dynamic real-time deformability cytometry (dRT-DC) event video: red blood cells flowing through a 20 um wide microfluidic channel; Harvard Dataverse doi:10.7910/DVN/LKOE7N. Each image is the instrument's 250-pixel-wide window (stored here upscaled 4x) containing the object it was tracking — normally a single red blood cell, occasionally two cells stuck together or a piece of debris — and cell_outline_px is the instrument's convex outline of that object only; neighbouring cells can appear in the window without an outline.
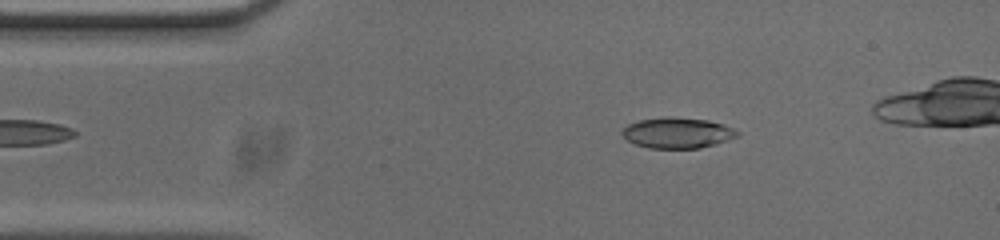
{"species": "common noctule bat (a hibernating species)", "species_latin": "Nyctalus noctula", "temperature_condition": "cold", "stored_images_in_passage": 46, "camera_frame_rate_fps": 3000, "um_per_image_px": 0.085, "animal": {"sex": "male", "body_mass_g": 20.0, "forearm_length_mm": 53.3}, "frame": {"image": 1, "passage_image": 7, "time_ms": 2.0, "image_size_px": [1000, 240], "cell_outline_px": [[740, 136], [716, 144], [700, 148], [648, 148], [636, 144], [628, 140], [620, 132], [628, 124], [640, 120], [664, 116], [672, 116], [708, 120], [724, 124], [740, 132]], "centroid_in_image_um": [57.61, 11.28], "position_along_channel_um": 27.4, "area_um2": 20.75}}
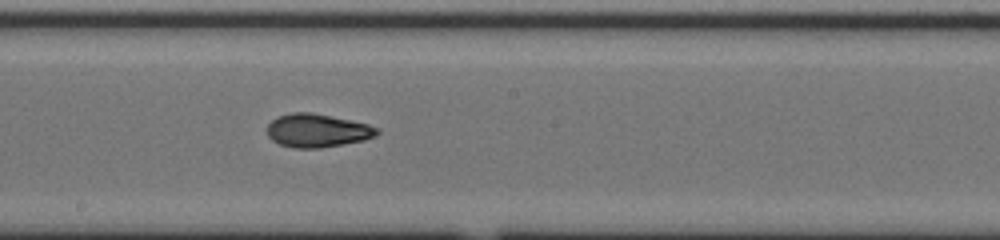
{"frame": {"image": 2, "passage_image": 26, "time_ms": 8.333, "image_size_px": [1000, 240], "cell_outline_px": [[380, 132], [376, 136], [364, 140], [344, 144], [320, 148], [292, 148], [280, 144], [272, 140], [268, 136], [268, 124], [276, 116], [292, 112], [312, 112], [368, 124], [380, 128]], "centroid_in_image_um": [26.98, 11.09], "position_along_channel_um": 221.2, "area_um2": 21.5}}
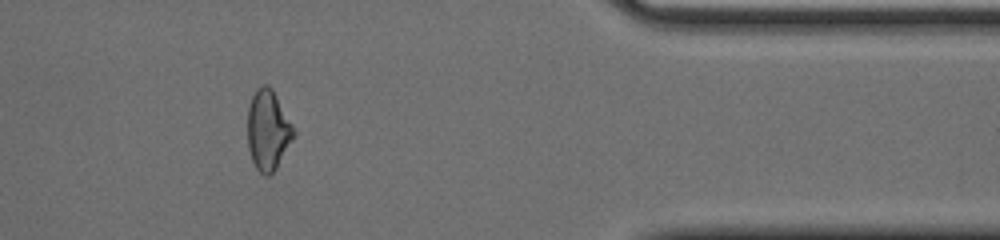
{"frame": {"image": 3, "passage_image": 42, "time_ms": 13.667, "image_size_px": [1000, 240], "cell_outline_px": [[296, 136], [276, 168], [268, 176], [264, 176], [256, 168], [252, 160], [248, 148], [248, 108], [252, 96], [256, 88], [264, 84], [268, 84], [272, 88], [292, 124], [296, 132]], "centroid_in_image_um": [22.79, 11.06], "position_along_channel_um": 388.6, "area_um2": 21.62}, "authors_computed_cell_mechanics": {"area_um2": 21.097, "velocity_mm_per_s": 3.7181, "shape_relaxation_time_tau1_ms": 6.7526, "shape_relaxation_time_tau2_ms": 2.9652, "deformation_change_tau1": 0.184, "deformation_change_tau2": 0.0864}}